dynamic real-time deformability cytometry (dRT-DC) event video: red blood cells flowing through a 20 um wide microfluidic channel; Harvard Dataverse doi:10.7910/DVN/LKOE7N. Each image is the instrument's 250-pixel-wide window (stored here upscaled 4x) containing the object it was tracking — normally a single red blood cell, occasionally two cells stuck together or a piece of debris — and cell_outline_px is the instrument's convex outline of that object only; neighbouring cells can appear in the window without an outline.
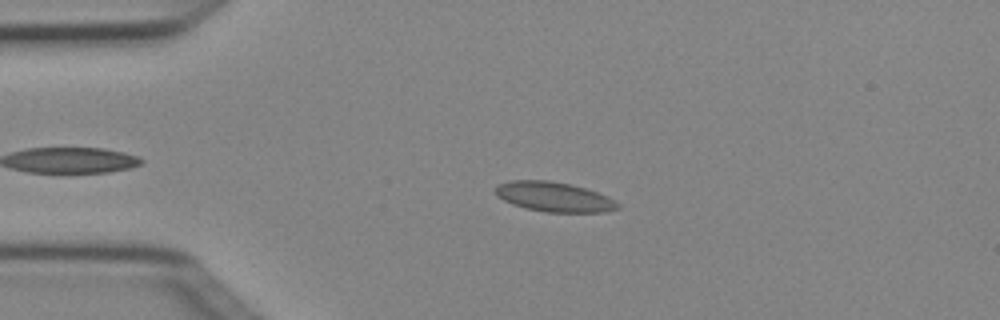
{"species": "Egyptian fruit bat (a non-hibernating species)", "species_latin": "Rousettus aegyptiacus", "temperature_condition": "cold", "stored_images_in_passage": 4, "camera_frame_rate_fps": 3000, "um_per_image_px": 0.085, "animal": {"sex": "female"}, "frame": {"image": 1, "passage_image": 4, "time_ms": 1.0, "image_size_px": [1000, 320], "cell_outline_px": [[620, 208], [604, 212], [544, 212], [524, 208], [512, 204], [496, 196], [496, 184], [508, 180], [548, 180], [572, 184], [596, 192], [620, 204]], "centroid_in_image_um": [47.03, 16.73], "position_along_channel_um": 38.0, "area_um2": 21.21}}